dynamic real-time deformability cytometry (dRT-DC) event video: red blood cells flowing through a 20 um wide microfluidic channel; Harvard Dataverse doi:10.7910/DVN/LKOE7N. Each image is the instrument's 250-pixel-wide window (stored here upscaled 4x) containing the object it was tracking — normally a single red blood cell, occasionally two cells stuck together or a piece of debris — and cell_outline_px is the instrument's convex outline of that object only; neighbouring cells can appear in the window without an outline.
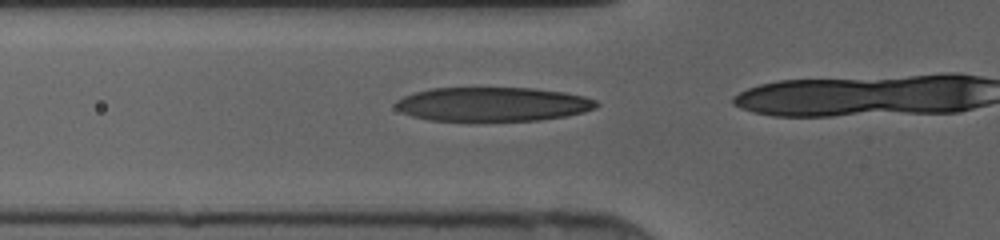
{"species": "human", "species_latin": "Homo sapiens", "temperature_condition": "cold", "stored_images_in_passage": 16, "camera_frame_rate_fps": 3000, "um_per_image_px": 0.085, "donor": {"sex": "female"}, "frame": {"image": 1, "passage_image": 12, "time_ms": 3.667, "image_size_px": [1000, 240], "cell_outline_px": [[600, 104], [596, 108], [584, 112], [568, 116], [540, 120], [428, 120], [412, 116], [396, 108], [396, 100], [404, 96], [416, 92], [432, 88], [532, 88], [564, 92], [584, 96], [596, 100]], "centroid_in_image_um": [41.93, 8.85], "position_along_channel_um": 83.9, "area_um2": 39.71}}